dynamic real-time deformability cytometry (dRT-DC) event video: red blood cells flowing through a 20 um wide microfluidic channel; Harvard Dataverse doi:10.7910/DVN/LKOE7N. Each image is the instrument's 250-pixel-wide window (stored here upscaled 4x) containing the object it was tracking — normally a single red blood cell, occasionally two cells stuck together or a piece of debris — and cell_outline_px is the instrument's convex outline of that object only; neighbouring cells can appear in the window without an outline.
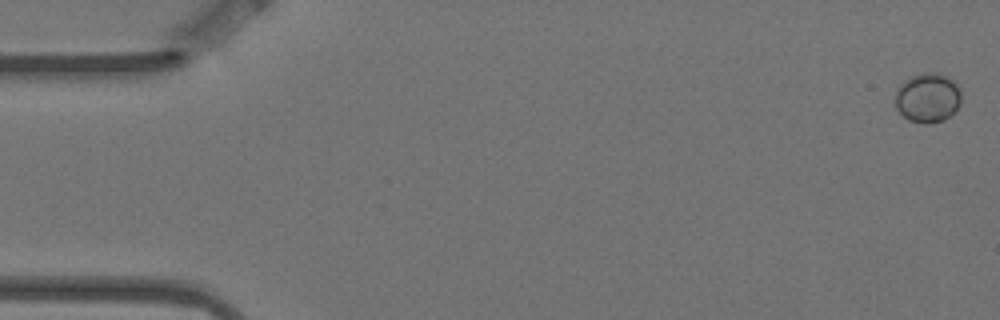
{"species": "Egyptian fruit bat (a non-hibernating species)", "species_latin": "Rousettus aegyptiacus", "temperature_condition": "warm", "stored_images_in_passage": 5, "camera_frame_rate_fps": 3000, "um_per_image_px": 0.085, "animal": {"sex": "female"}, "frame": {"image": 1, "passage_image": 1, "time_ms": 0.0, "image_size_px": [1000, 320], "cell_outline_px": [[960, 104], [944, 120], [928, 124], [924, 124], [908, 120], [896, 108], [896, 88], [904, 80], [912, 76], [924, 72], [936, 72], [948, 76], [956, 80], [960, 88]], "centroid_in_image_um": [78.86, 8.28], "position_along_channel_um": 6.1, "area_um2": 19.25}}
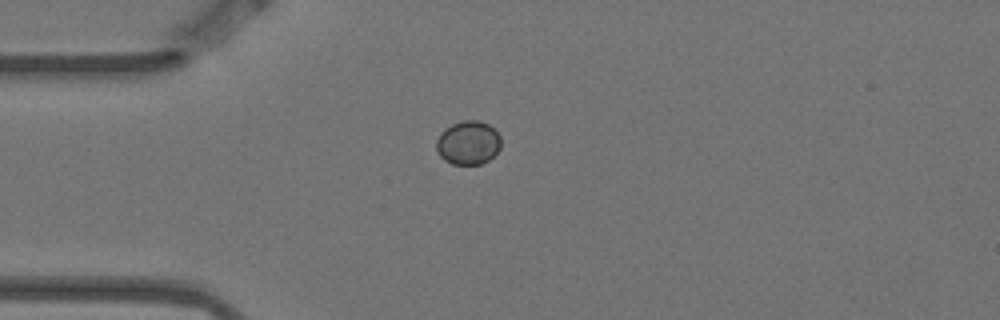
{"frame": {"image": 2, "passage_image": 5, "time_ms": 1.333, "image_size_px": [1000, 320], "cell_outline_px": [[500, 148], [488, 160], [480, 164], [452, 164], [444, 160], [440, 156], [436, 148], [436, 140], [440, 132], [444, 128], [452, 124], [464, 120], [480, 120], [488, 124], [500, 136]], "centroid_in_image_um": [39.76, 12.12], "position_along_channel_um": 45.2, "area_um2": 16.47}}